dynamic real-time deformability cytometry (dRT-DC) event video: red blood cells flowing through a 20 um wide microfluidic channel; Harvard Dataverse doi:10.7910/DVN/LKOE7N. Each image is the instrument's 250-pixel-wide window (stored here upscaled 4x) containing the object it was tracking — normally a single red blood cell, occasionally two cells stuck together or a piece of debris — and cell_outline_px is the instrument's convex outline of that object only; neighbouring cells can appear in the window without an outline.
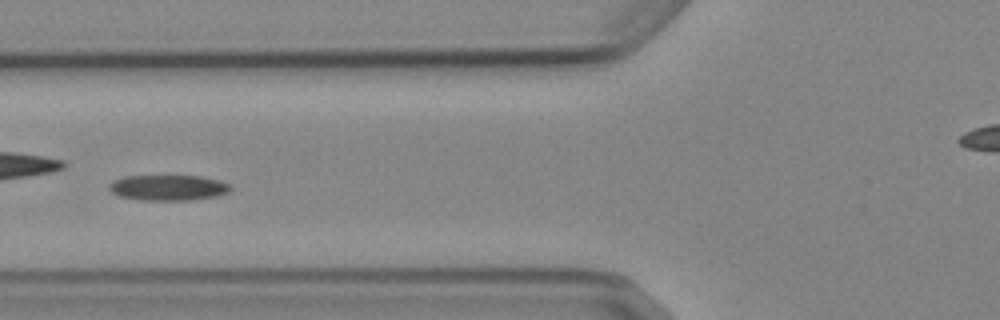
{"species": "Egyptian fruit bat (a non-hibernating species)", "species_latin": "Rousettus aegyptiacus", "temperature_condition": "cold", "stored_images_in_passage": 10, "camera_frame_rate_fps": 3000, "um_per_image_px": 0.085, "animal": {"sex": "female"}, "frame": {"image": 1, "passage_image": 6, "time_ms": 6.667, "image_size_px": [1000, 320], "cell_outline_px": [[232, 188], [228, 192], [216, 196], [188, 200], [140, 200], [120, 196], [112, 192], [108, 188], [108, 184], [112, 180], [124, 176], [200, 176], [220, 180], [228, 184]], "centroid_in_image_um": [14.26, 15.94], "position_along_channel_um": 111.5, "area_um2": 18.09}}